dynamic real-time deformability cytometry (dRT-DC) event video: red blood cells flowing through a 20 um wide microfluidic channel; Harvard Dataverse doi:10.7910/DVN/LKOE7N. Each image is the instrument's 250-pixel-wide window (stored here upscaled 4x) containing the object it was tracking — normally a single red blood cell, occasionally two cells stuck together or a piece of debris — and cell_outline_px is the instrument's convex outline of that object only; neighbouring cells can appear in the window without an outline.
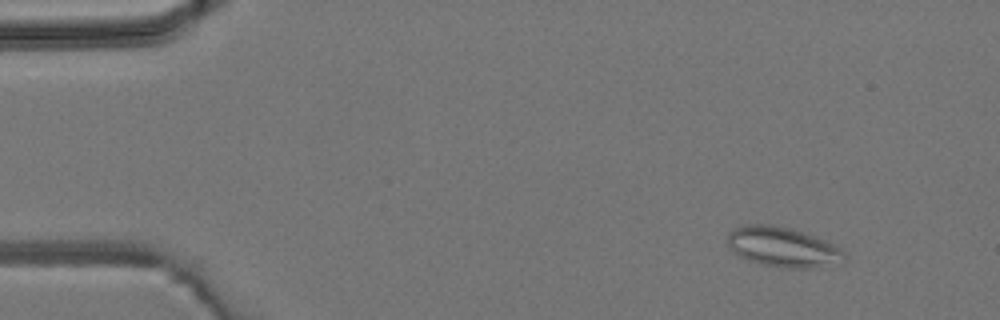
{"species": "common noctule bat (a hibernating species)", "species_latin": "Nyctalus noctula", "temperature_condition": "room temperature", "stored_images_in_passage": 4, "camera_frame_rate_fps": 3000, "um_per_image_px": 0.085, "animal": {"sex": "male", "body_mass_g": 19.2, "forearm_length_mm": 51.8}, "frame": {"image": 1, "passage_image": 2, "time_ms": 1.0, "image_size_px": [1000, 320], "cell_outline_px": [[844, 264], [812, 268], [784, 268], [760, 264], [748, 260], [732, 252], [728, 244], [728, 232], [744, 224], [772, 224], [792, 228], [816, 236], [840, 248], [844, 252]], "centroid_in_image_um": [66.56, 21.0], "position_along_channel_um": 18.4, "area_um2": 27.57}}